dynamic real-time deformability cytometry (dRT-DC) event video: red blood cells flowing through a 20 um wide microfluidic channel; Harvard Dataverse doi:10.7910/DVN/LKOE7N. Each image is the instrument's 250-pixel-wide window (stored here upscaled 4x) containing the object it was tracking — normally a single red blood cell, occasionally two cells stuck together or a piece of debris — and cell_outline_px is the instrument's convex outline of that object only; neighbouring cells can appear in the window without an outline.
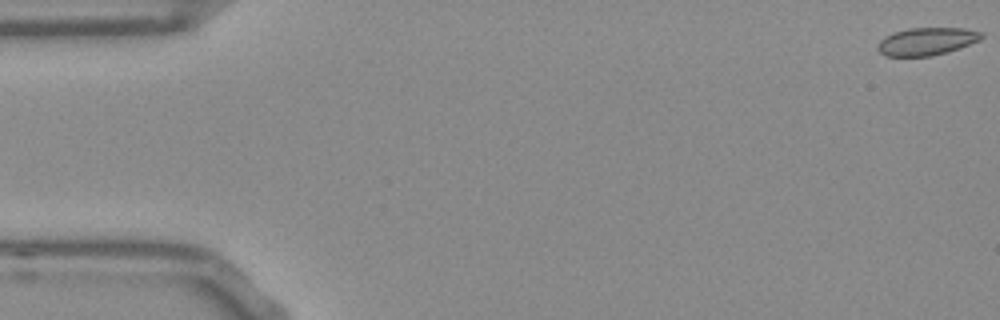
{"species": "Egyptian fruit bat (a non-hibernating species)", "species_latin": "Rousettus aegyptiacus", "temperature_condition": "room temperature", "stored_images_in_passage": 9, "camera_frame_rate_fps": 3000, "um_per_image_px": 0.085, "frame": {"image": 1, "passage_image": 1, "time_ms": 0.0, "image_size_px": [1000, 320], "cell_outline_px": [[984, 36], [980, 40], [960, 48], [948, 52], [932, 56], [884, 56], [876, 48], [880, 40], [884, 36], [892, 32], [908, 28], [964, 28], [984, 32]], "centroid_in_image_um": [78.77, 3.51], "position_along_channel_um": 6.2, "area_um2": 16.99}}